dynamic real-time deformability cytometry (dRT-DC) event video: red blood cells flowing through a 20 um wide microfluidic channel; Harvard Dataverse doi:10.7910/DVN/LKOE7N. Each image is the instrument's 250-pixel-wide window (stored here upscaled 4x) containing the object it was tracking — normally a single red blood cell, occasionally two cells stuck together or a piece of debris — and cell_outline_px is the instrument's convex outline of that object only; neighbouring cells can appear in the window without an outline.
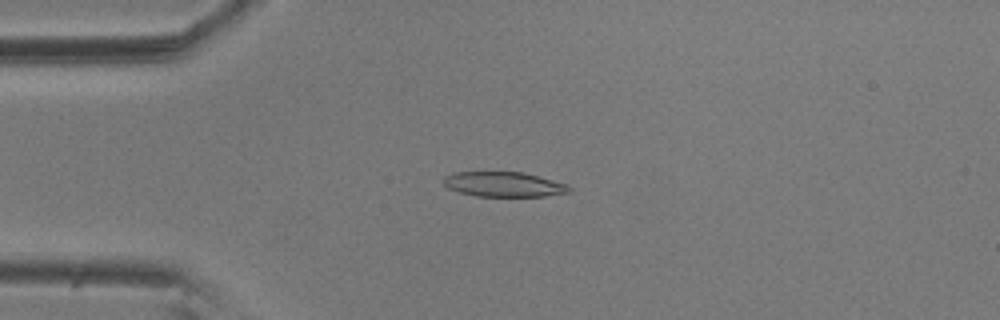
{"species": "common noctule bat (a hibernating species)", "species_latin": "Nyctalus noctula", "temperature_condition": "room temperature", "stored_images_in_passage": 57, "camera_frame_rate_fps": 3000, "um_per_image_px": 0.085, "animal": {"sex": "male", "body_mass_g": 20.5, "forearm_length_mm": 52.5}, "frame": {"image": 1, "passage_image": 14, "time_ms": 4.333, "image_size_px": [1000, 320], "cell_outline_px": [[572, 192], [544, 196], [476, 196], [460, 192], [448, 188], [444, 184], [444, 176], [452, 172], [524, 172], [568, 184], [572, 188]], "centroid_in_image_um": [42.85, 15.66], "position_along_channel_um": 42.1, "area_um2": 18.32}}
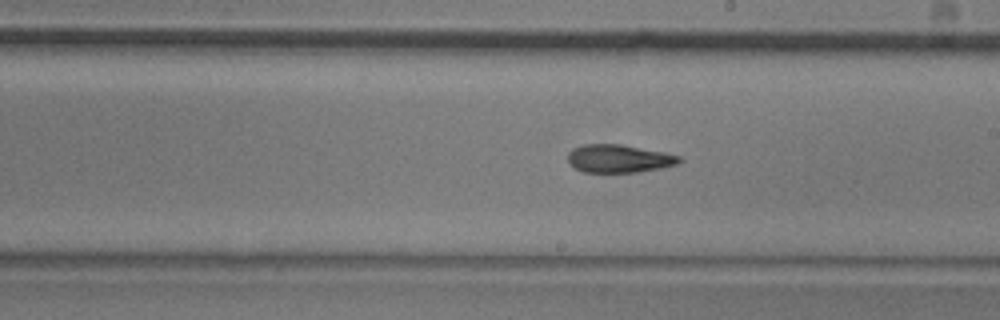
{"frame": {"image": 2, "passage_image": 32, "time_ms": 10.333, "image_size_px": [1000, 320], "cell_outline_px": [[684, 160], [676, 164], [660, 168], [636, 172], [584, 172], [576, 168], [568, 160], [568, 152], [572, 148], [584, 144], [620, 144], [664, 152], [680, 156]], "centroid_in_image_um": [52.61, 13.47], "position_along_channel_um": 236.4, "area_um2": 18.09}}
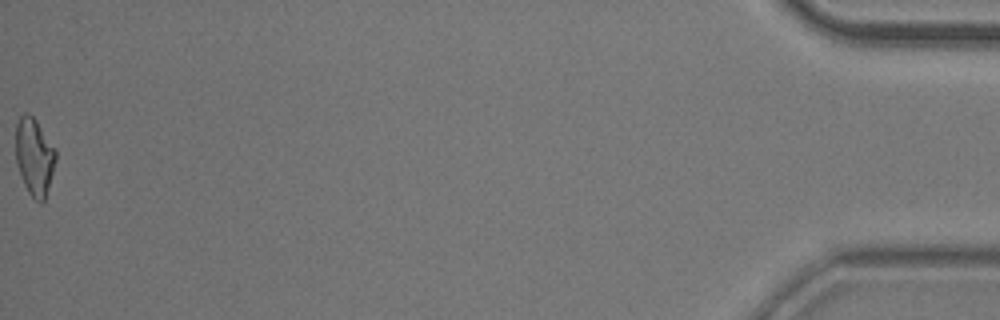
{"frame": {"image": 3, "passage_image": 57, "time_ms": 18.667, "image_size_px": [1000, 320], "cell_outline_px": [[56, 160], [48, 188], [44, 200], [40, 204], [28, 192], [24, 184], [16, 160], [16, 124], [20, 116], [24, 112], [28, 112], [36, 120], [56, 148]], "centroid_in_image_um": [2.93, 13.28], "position_along_channel_um": 432.3, "area_um2": 17.98}, "authors_computed_cell_mechanics": {"area_um2": 18.6116, "velocity_mm_per_s": 3.5722, "shape_relaxation_time_tau1_ms": 5.253, "shape_relaxation_time_tau2_ms": 3.5264, "deformation_change_tau1": 0.1549, "deformation_change_tau2": 0.1142}}